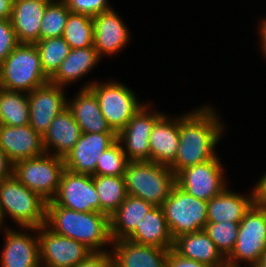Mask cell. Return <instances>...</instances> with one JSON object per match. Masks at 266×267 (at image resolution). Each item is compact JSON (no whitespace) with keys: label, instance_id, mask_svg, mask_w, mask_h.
<instances>
[{"label":"cell","instance_id":"1","mask_svg":"<svg viewBox=\"0 0 266 267\" xmlns=\"http://www.w3.org/2000/svg\"><path fill=\"white\" fill-rule=\"evenodd\" d=\"M214 107L199 109L179 116V148L175 161L169 166L176 175L180 170L214 159L217 143L223 138L225 126Z\"/></svg>","mask_w":266,"mask_h":267},{"label":"cell","instance_id":"2","mask_svg":"<svg viewBox=\"0 0 266 267\" xmlns=\"http://www.w3.org/2000/svg\"><path fill=\"white\" fill-rule=\"evenodd\" d=\"M45 225L58 235L83 243L93 252L107 251L113 242L110 217L101 212H77L48 201Z\"/></svg>","mask_w":266,"mask_h":267},{"label":"cell","instance_id":"3","mask_svg":"<svg viewBox=\"0 0 266 267\" xmlns=\"http://www.w3.org/2000/svg\"><path fill=\"white\" fill-rule=\"evenodd\" d=\"M127 194L161 206L176 185L169 166L153 161H130L124 173Z\"/></svg>","mask_w":266,"mask_h":267},{"label":"cell","instance_id":"4","mask_svg":"<svg viewBox=\"0 0 266 267\" xmlns=\"http://www.w3.org/2000/svg\"><path fill=\"white\" fill-rule=\"evenodd\" d=\"M0 208L19 228L46 224L47 201L27 188L14 175L0 182Z\"/></svg>","mask_w":266,"mask_h":267},{"label":"cell","instance_id":"5","mask_svg":"<svg viewBox=\"0 0 266 267\" xmlns=\"http://www.w3.org/2000/svg\"><path fill=\"white\" fill-rule=\"evenodd\" d=\"M49 82L35 44L19 43L0 64V88L30 93Z\"/></svg>","mask_w":266,"mask_h":267},{"label":"cell","instance_id":"6","mask_svg":"<svg viewBox=\"0 0 266 267\" xmlns=\"http://www.w3.org/2000/svg\"><path fill=\"white\" fill-rule=\"evenodd\" d=\"M86 88L97 97L105 120L116 134L123 130L129 120L145 105L144 102H139L131 88L118 80L87 82L82 89Z\"/></svg>","mask_w":266,"mask_h":267},{"label":"cell","instance_id":"7","mask_svg":"<svg viewBox=\"0 0 266 267\" xmlns=\"http://www.w3.org/2000/svg\"><path fill=\"white\" fill-rule=\"evenodd\" d=\"M64 169V158L43 153L40 156L16 162L13 175L48 202L56 197Z\"/></svg>","mask_w":266,"mask_h":267},{"label":"cell","instance_id":"8","mask_svg":"<svg viewBox=\"0 0 266 267\" xmlns=\"http://www.w3.org/2000/svg\"><path fill=\"white\" fill-rule=\"evenodd\" d=\"M265 251L266 207L253 204L239 223L236 244L226 263L242 266L243 261L248 267H255Z\"/></svg>","mask_w":266,"mask_h":267},{"label":"cell","instance_id":"9","mask_svg":"<svg viewBox=\"0 0 266 267\" xmlns=\"http://www.w3.org/2000/svg\"><path fill=\"white\" fill-rule=\"evenodd\" d=\"M208 202L187 194L175 185L161 205L173 239L204 230L207 224Z\"/></svg>","mask_w":266,"mask_h":267},{"label":"cell","instance_id":"10","mask_svg":"<svg viewBox=\"0 0 266 267\" xmlns=\"http://www.w3.org/2000/svg\"><path fill=\"white\" fill-rule=\"evenodd\" d=\"M224 173L220 159L215 157L180 170L176 174V185L187 194L208 202L228 188Z\"/></svg>","mask_w":266,"mask_h":267},{"label":"cell","instance_id":"11","mask_svg":"<svg viewBox=\"0 0 266 267\" xmlns=\"http://www.w3.org/2000/svg\"><path fill=\"white\" fill-rule=\"evenodd\" d=\"M41 267H76L93 251L83 243L54 233L46 225L38 227Z\"/></svg>","mask_w":266,"mask_h":267},{"label":"cell","instance_id":"12","mask_svg":"<svg viewBox=\"0 0 266 267\" xmlns=\"http://www.w3.org/2000/svg\"><path fill=\"white\" fill-rule=\"evenodd\" d=\"M152 109L147 102L117 134V140L129 161H150V134L155 122L164 114Z\"/></svg>","mask_w":266,"mask_h":267},{"label":"cell","instance_id":"13","mask_svg":"<svg viewBox=\"0 0 266 267\" xmlns=\"http://www.w3.org/2000/svg\"><path fill=\"white\" fill-rule=\"evenodd\" d=\"M52 201L58 206L77 212H100V201L93 176L74 173L66 168L62 172L58 192Z\"/></svg>","mask_w":266,"mask_h":267},{"label":"cell","instance_id":"14","mask_svg":"<svg viewBox=\"0 0 266 267\" xmlns=\"http://www.w3.org/2000/svg\"><path fill=\"white\" fill-rule=\"evenodd\" d=\"M64 87L48 82L28 93L29 125L42 137L54 118L67 108Z\"/></svg>","mask_w":266,"mask_h":267},{"label":"cell","instance_id":"15","mask_svg":"<svg viewBox=\"0 0 266 267\" xmlns=\"http://www.w3.org/2000/svg\"><path fill=\"white\" fill-rule=\"evenodd\" d=\"M19 230L22 232L11 227L3 230L5 243L0 256V267H41L38 228ZM28 230L35 233L28 234Z\"/></svg>","mask_w":266,"mask_h":267},{"label":"cell","instance_id":"16","mask_svg":"<svg viewBox=\"0 0 266 267\" xmlns=\"http://www.w3.org/2000/svg\"><path fill=\"white\" fill-rule=\"evenodd\" d=\"M117 140L116 133H82L64 158L65 168L74 173L96 176L100 156Z\"/></svg>","mask_w":266,"mask_h":267},{"label":"cell","instance_id":"17","mask_svg":"<svg viewBox=\"0 0 266 267\" xmlns=\"http://www.w3.org/2000/svg\"><path fill=\"white\" fill-rule=\"evenodd\" d=\"M92 20L93 46L101 58L118 54L131 41L127 25L114 9L95 15Z\"/></svg>","mask_w":266,"mask_h":267},{"label":"cell","instance_id":"18","mask_svg":"<svg viewBox=\"0 0 266 267\" xmlns=\"http://www.w3.org/2000/svg\"><path fill=\"white\" fill-rule=\"evenodd\" d=\"M0 148L13 164L45 153L43 137L29 124L23 126L0 124Z\"/></svg>","mask_w":266,"mask_h":267},{"label":"cell","instance_id":"19","mask_svg":"<svg viewBox=\"0 0 266 267\" xmlns=\"http://www.w3.org/2000/svg\"><path fill=\"white\" fill-rule=\"evenodd\" d=\"M111 247L113 267H167L169 249L143 245L129 239L113 241Z\"/></svg>","mask_w":266,"mask_h":267},{"label":"cell","instance_id":"20","mask_svg":"<svg viewBox=\"0 0 266 267\" xmlns=\"http://www.w3.org/2000/svg\"><path fill=\"white\" fill-rule=\"evenodd\" d=\"M51 0H14L11 23L18 43L39 41L42 18Z\"/></svg>","mask_w":266,"mask_h":267},{"label":"cell","instance_id":"21","mask_svg":"<svg viewBox=\"0 0 266 267\" xmlns=\"http://www.w3.org/2000/svg\"><path fill=\"white\" fill-rule=\"evenodd\" d=\"M163 114L150 134V161L170 166L179 148V117Z\"/></svg>","mask_w":266,"mask_h":267},{"label":"cell","instance_id":"22","mask_svg":"<svg viewBox=\"0 0 266 267\" xmlns=\"http://www.w3.org/2000/svg\"><path fill=\"white\" fill-rule=\"evenodd\" d=\"M81 135L80 126L74 120L72 112L66 108L54 118L43 135L45 153L65 158Z\"/></svg>","mask_w":266,"mask_h":267},{"label":"cell","instance_id":"23","mask_svg":"<svg viewBox=\"0 0 266 267\" xmlns=\"http://www.w3.org/2000/svg\"><path fill=\"white\" fill-rule=\"evenodd\" d=\"M73 99H67V108L82 133H115L105 120L95 94L89 89H79Z\"/></svg>","mask_w":266,"mask_h":267},{"label":"cell","instance_id":"24","mask_svg":"<svg viewBox=\"0 0 266 267\" xmlns=\"http://www.w3.org/2000/svg\"><path fill=\"white\" fill-rule=\"evenodd\" d=\"M180 256L204 263L210 267H219L226 258L217 249L205 230L181 235L174 239L173 248Z\"/></svg>","mask_w":266,"mask_h":267},{"label":"cell","instance_id":"25","mask_svg":"<svg viewBox=\"0 0 266 267\" xmlns=\"http://www.w3.org/2000/svg\"><path fill=\"white\" fill-rule=\"evenodd\" d=\"M100 61L94 46L71 49L49 82L65 88L87 75Z\"/></svg>","mask_w":266,"mask_h":267},{"label":"cell","instance_id":"26","mask_svg":"<svg viewBox=\"0 0 266 267\" xmlns=\"http://www.w3.org/2000/svg\"><path fill=\"white\" fill-rule=\"evenodd\" d=\"M248 196L225 189L220 195L208 201L207 222L240 223L245 213L254 204L253 191Z\"/></svg>","mask_w":266,"mask_h":267},{"label":"cell","instance_id":"27","mask_svg":"<svg viewBox=\"0 0 266 267\" xmlns=\"http://www.w3.org/2000/svg\"><path fill=\"white\" fill-rule=\"evenodd\" d=\"M130 241L152 245L165 249H172L174 239L169 230L161 206H154L147 212L135 232L128 238Z\"/></svg>","mask_w":266,"mask_h":267},{"label":"cell","instance_id":"28","mask_svg":"<svg viewBox=\"0 0 266 267\" xmlns=\"http://www.w3.org/2000/svg\"><path fill=\"white\" fill-rule=\"evenodd\" d=\"M154 206L143 199L127 196L125 201L110 216V233L113 241L128 239L136 230L137 224Z\"/></svg>","mask_w":266,"mask_h":267},{"label":"cell","instance_id":"29","mask_svg":"<svg viewBox=\"0 0 266 267\" xmlns=\"http://www.w3.org/2000/svg\"><path fill=\"white\" fill-rule=\"evenodd\" d=\"M100 212L111 216L128 196L124 176H93Z\"/></svg>","mask_w":266,"mask_h":267},{"label":"cell","instance_id":"30","mask_svg":"<svg viewBox=\"0 0 266 267\" xmlns=\"http://www.w3.org/2000/svg\"><path fill=\"white\" fill-rule=\"evenodd\" d=\"M0 124L9 126L29 124L28 93L0 88Z\"/></svg>","mask_w":266,"mask_h":267},{"label":"cell","instance_id":"31","mask_svg":"<svg viewBox=\"0 0 266 267\" xmlns=\"http://www.w3.org/2000/svg\"><path fill=\"white\" fill-rule=\"evenodd\" d=\"M62 37L71 49L92 47L94 42L92 17L70 12Z\"/></svg>","mask_w":266,"mask_h":267},{"label":"cell","instance_id":"32","mask_svg":"<svg viewBox=\"0 0 266 267\" xmlns=\"http://www.w3.org/2000/svg\"><path fill=\"white\" fill-rule=\"evenodd\" d=\"M44 73L50 78L71 50L62 36L39 40L35 43Z\"/></svg>","mask_w":266,"mask_h":267},{"label":"cell","instance_id":"33","mask_svg":"<svg viewBox=\"0 0 266 267\" xmlns=\"http://www.w3.org/2000/svg\"><path fill=\"white\" fill-rule=\"evenodd\" d=\"M70 12L63 0H51L42 18L39 40L62 36Z\"/></svg>","mask_w":266,"mask_h":267},{"label":"cell","instance_id":"34","mask_svg":"<svg viewBox=\"0 0 266 267\" xmlns=\"http://www.w3.org/2000/svg\"><path fill=\"white\" fill-rule=\"evenodd\" d=\"M217 249L227 258L233 251L239 231L237 222H207L204 229Z\"/></svg>","mask_w":266,"mask_h":267},{"label":"cell","instance_id":"35","mask_svg":"<svg viewBox=\"0 0 266 267\" xmlns=\"http://www.w3.org/2000/svg\"><path fill=\"white\" fill-rule=\"evenodd\" d=\"M129 162L120 142L116 140L100 156L97 162L96 176H124Z\"/></svg>","mask_w":266,"mask_h":267},{"label":"cell","instance_id":"36","mask_svg":"<svg viewBox=\"0 0 266 267\" xmlns=\"http://www.w3.org/2000/svg\"><path fill=\"white\" fill-rule=\"evenodd\" d=\"M72 13L94 17L113 9L107 0H63Z\"/></svg>","mask_w":266,"mask_h":267},{"label":"cell","instance_id":"37","mask_svg":"<svg viewBox=\"0 0 266 267\" xmlns=\"http://www.w3.org/2000/svg\"><path fill=\"white\" fill-rule=\"evenodd\" d=\"M10 19H0V64L18 45Z\"/></svg>","mask_w":266,"mask_h":267},{"label":"cell","instance_id":"38","mask_svg":"<svg viewBox=\"0 0 266 267\" xmlns=\"http://www.w3.org/2000/svg\"><path fill=\"white\" fill-rule=\"evenodd\" d=\"M76 267H113V258L110 250L92 252Z\"/></svg>","mask_w":266,"mask_h":267},{"label":"cell","instance_id":"39","mask_svg":"<svg viewBox=\"0 0 266 267\" xmlns=\"http://www.w3.org/2000/svg\"><path fill=\"white\" fill-rule=\"evenodd\" d=\"M167 267H210L204 263L187 259L177 254L173 249L169 250Z\"/></svg>","mask_w":266,"mask_h":267},{"label":"cell","instance_id":"40","mask_svg":"<svg viewBox=\"0 0 266 267\" xmlns=\"http://www.w3.org/2000/svg\"><path fill=\"white\" fill-rule=\"evenodd\" d=\"M253 187L254 204L266 207V172Z\"/></svg>","mask_w":266,"mask_h":267},{"label":"cell","instance_id":"41","mask_svg":"<svg viewBox=\"0 0 266 267\" xmlns=\"http://www.w3.org/2000/svg\"><path fill=\"white\" fill-rule=\"evenodd\" d=\"M14 164L0 148V182L13 175Z\"/></svg>","mask_w":266,"mask_h":267},{"label":"cell","instance_id":"42","mask_svg":"<svg viewBox=\"0 0 266 267\" xmlns=\"http://www.w3.org/2000/svg\"><path fill=\"white\" fill-rule=\"evenodd\" d=\"M14 0H0V19H11Z\"/></svg>","mask_w":266,"mask_h":267},{"label":"cell","instance_id":"43","mask_svg":"<svg viewBox=\"0 0 266 267\" xmlns=\"http://www.w3.org/2000/svg\"><path fill=\"white\" fill-rule=\"evenodd\" d=\"M264 19V20H263ZM258 32L260 33V48L262 49V55L266 58V18H262V22L258 24Z\"/></svg>","mask_w":266,"mask_h":267},{"label":"cell","instance_id":"44","mask_svg":"<svg viewBox=\"0 0 266 267\" xmlns=\"http://www.w3.org/2000/svg\"><path fill=\"white\" fill-rule=\"evenodd\" d=\"M255 267H266V251L262 255V258Z\"/></svg>","mask_w":266,"mask_h":267},{"label":"cell","instance_id":"45","mask_svg":"<svg viewBox=\"0 0 266 267\" xmlns=\"http://www.w3.org/2000/svg\"><path fill=\"white\" fill-rule=\"evenodd\" d=\"M4 221H5V219H4V216H3L1 208H0V232L3 231L4 229L8 228V226L7 227L4 226V223H5ZM2 227H4V228L2 229Z\"/></svg>","mask_w":266,"mask_h":267},{"label":"cell","instance_id":"46","mask_svg":"<svg viewBox=\"0 0 266 267\" xmlns=\"http://www.w3.org/2000/svg\"><path fill=\"white\" fill-rule=\"evenodd\" d=\"M219 267H243V266H234V265H231V264L225 263L224 265H222V266H219ZM247 267H248V266H247Z\"/></svg>","mask_w":266,"mask_h":267}]
</instances>
